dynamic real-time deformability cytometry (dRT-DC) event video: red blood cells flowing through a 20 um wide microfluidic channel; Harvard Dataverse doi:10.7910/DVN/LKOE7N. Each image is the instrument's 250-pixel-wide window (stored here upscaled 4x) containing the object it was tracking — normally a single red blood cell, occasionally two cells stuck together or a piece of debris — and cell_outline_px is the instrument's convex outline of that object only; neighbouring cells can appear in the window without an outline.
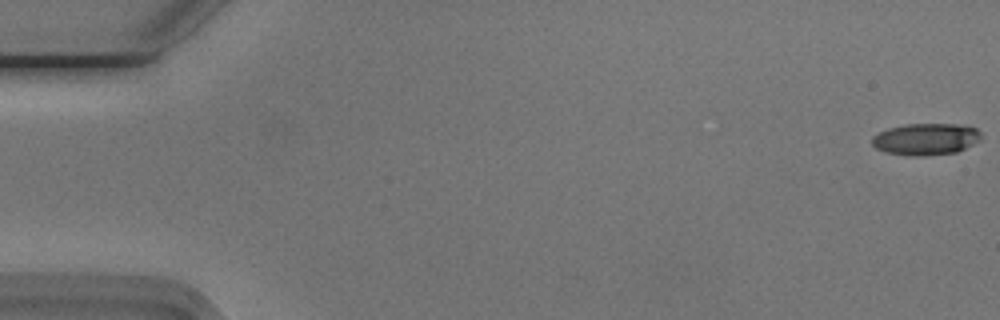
{"species": "Egyptian fruit bat (a non-hibernating species)", "species_latin": "Rousettus aegyptiacus", "temperature_condition": "cold", "stored_images_in_passage": 55, "camera_frame_rate_fps": 3000, "um_per_image_px": 0.085, "animal": {"sex": "male"}, "frame": {"image": 1, "passage_image": 1, "time_ms": 0.0, "image_size_px": [1000, 320], "cell_outline_px": [[980, 140], [956, 152], [924, 156], [912, 156], [884, 152], [876, 148], [872, 144], [872, 136], [888, 128], [904, 124], [960, 124], [976, 128], [980, 132]], "centroid_in_image_um": [78.67, 11.82], "position_along_channel_um": 6.3, "area_um2": 20.17}}
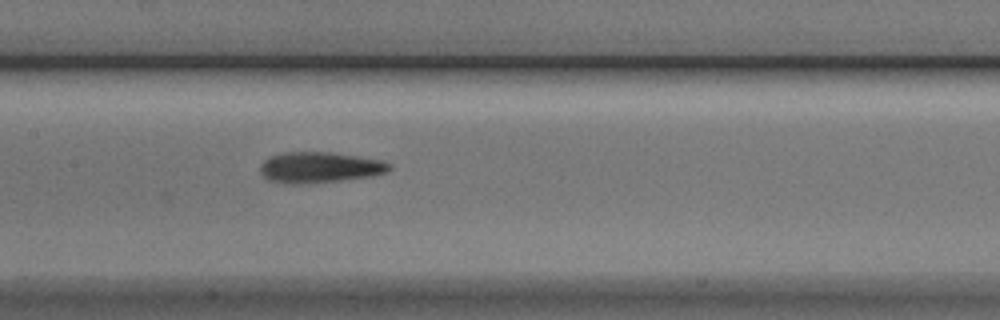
{"frame": {"image": 2, "passage_image": 27, "time_ms": 8.667, "image_size_px": [1000, 320], "cell_outline_px": [[392, 168], [388, 172], [368, 176], [340, 180], [300, 184], [284, 184], [268, 180], [260, 172], [260, 164], [268, 156], [284, 152], [328, 152], [384, 160], [392, 164]], "centroid_in_image_um": [27.14, 14.22], "position_along_channel_um": 180.3, "area_um2": 23.29}}
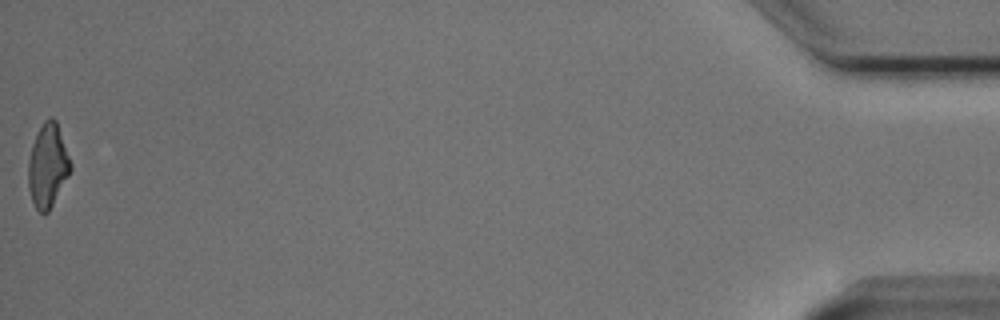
{"frame": {"image": 3, "passage_image": 55, "time_ms": 18.0, "image_size_px": [1000, 320], "cell_outline_px": [[72, 168], [68, 176], [48, 212], [40, 212], [36, 208], [32, 200], [28, 188], [28, 160], [32, 144], [36, 132], [44, 120], [48, 116], [52, 116], [56, 120], [72, 164]], "centroid_in_image_um": [4.05, 14.03], "position_along_channel_um": 431.2, "area_um2": 20.58}, "authors_computed_cell_mechanics": {"area_um2": 21.4438, "velocity_mm_per_s": 3.7727, "shape_relaxation_time_tau1_ms": 3.8024, "shape_relaxation_time_tau2_ms": 2.3861, "deformation_change_tau1": 0.1774, "deformation_change_tau2": 0.1331}}